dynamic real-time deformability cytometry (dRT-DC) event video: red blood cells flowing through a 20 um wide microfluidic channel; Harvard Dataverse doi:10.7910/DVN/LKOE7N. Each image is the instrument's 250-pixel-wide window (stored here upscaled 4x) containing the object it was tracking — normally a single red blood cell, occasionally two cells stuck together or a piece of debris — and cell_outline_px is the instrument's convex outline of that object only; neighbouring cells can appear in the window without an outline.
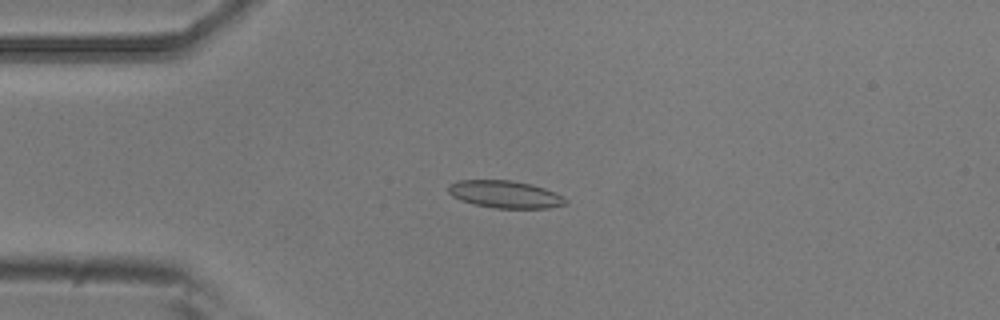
{"species": "common noctule bat (a hibernating species)", "species_latin": "Nyctalus noctula", "temperature_condition": "room temperature", "stored_images_in_passage": 9, "camera_frame_rate_fps": 3000, "um_per_image_px": 0.085, "animal": {"sex": "male", "body_mass_g": 20.5, "forearm_length_mm": 52.5}, "frame": {"image": 1, "passage_image": 4, "time_ms": 1.0, "image_size_px": [1000, 320], "cell_outline_px": [[568, 204], [548, 208], [496, 208], [472, 204], [460, 200], [452, 196], [448, 192], [448, 184], [456, 180], [512, 180], [532, 184], [556, 192], [564, 196], [568, 200]], "centroid_in_image_um": [42.94, 16.51], "position_along_channel_um": 42.1, "area_um2": 19.02}}
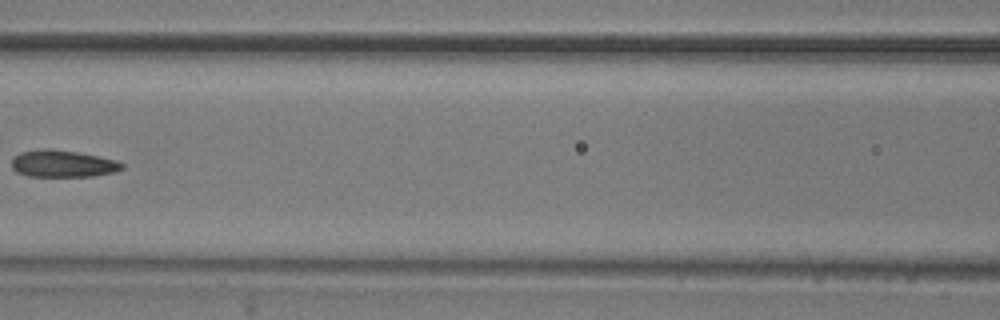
{"frame": {"image": 2, "passage_image": 7, "time_ms": 2.0, "image_size_px": [1000, 320], "cell_outline_px": [[124, 168], [112, 172], [92, 176], [28, 176], [16, 172], [12, 168], [12, 160], [20, 152], [44, 148], [48, 148], [76, 152], [116, 160], [124, 164]], "centroid_in_image_um": [5.31, 13.91], "position_along_channel_um": 161.3, "area_um2": 17.17}}
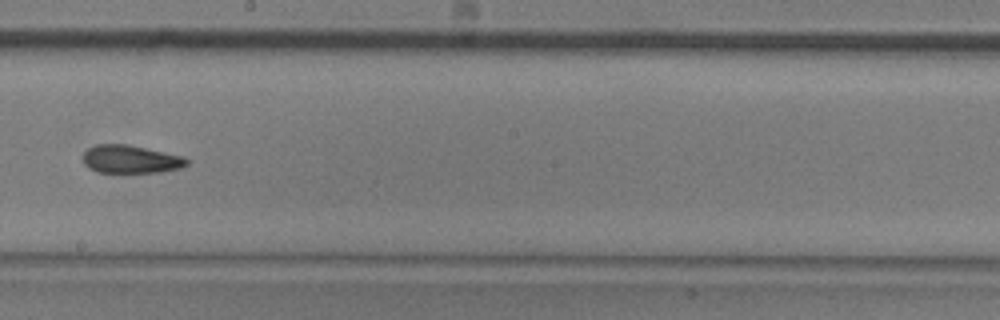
{"frame": {"image": 3, "passage_image": 9, "time_ms": 2.667, "image_size_px": [1000, 320], "cell_outline_px": [[188, 164], [180, 168], [160, 172], [96, 172], [88, 168], [84, 164], [84, 152], [88, 148], [96, 144], [128, 144], [184, 156], [188, 160]], "centroid_in_image_um": [11.1, 13.53], "position_along_channel_um": 237.1, "area_um2": 16.99}}